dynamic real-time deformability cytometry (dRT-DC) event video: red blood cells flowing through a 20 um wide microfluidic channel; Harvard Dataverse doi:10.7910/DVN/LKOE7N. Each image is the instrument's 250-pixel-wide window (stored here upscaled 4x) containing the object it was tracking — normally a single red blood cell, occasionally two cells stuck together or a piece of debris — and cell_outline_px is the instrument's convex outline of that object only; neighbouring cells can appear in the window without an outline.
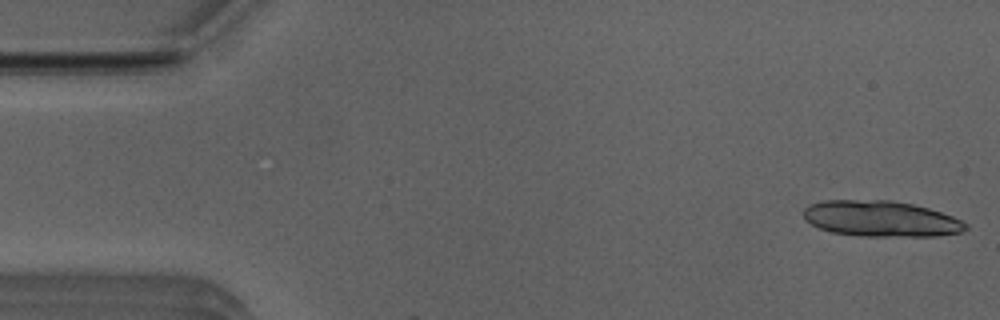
{"species": "Egyptian fruit bat (a non-hibernating species)", "species_latin": "Rousettus aegyptiacus", "temperature_condition": "room temperature", "stored_images_in_passage": 3, "camera_frame_rate_fps": 3000, "um_per_image_px": 0.085, "animal": {"sex": "male"}, "frame": {"image": 1, "passage_image": 1, "time_ms": 0.0, "image_size_px": [1000, 320], "cell_outline_px": [[968, 228], [960, 232], [936, 236], [864, 236], [832, 232], [820, 228], [804, 220], [804, 208], [808, 204], [824, 200], [892, 200], [912, 204], [928, 208], [952, 216], [968, 224]], "centroid_in_image_um": [74.85, 18.58], "position_along_channel_um": 10.1, "area_um2": 33.81}}